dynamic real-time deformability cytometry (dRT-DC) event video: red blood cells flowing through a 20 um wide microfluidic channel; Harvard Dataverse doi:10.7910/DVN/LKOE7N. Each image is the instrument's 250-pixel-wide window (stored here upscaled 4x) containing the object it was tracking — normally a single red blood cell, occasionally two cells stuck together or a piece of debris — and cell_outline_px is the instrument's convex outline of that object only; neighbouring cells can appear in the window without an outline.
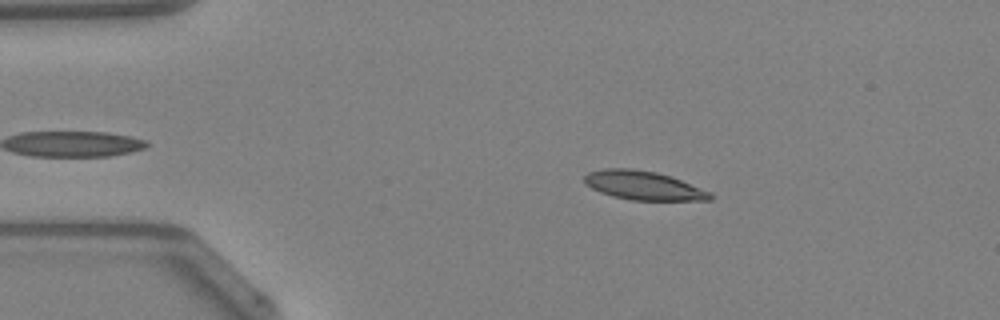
{"species": "Egyptian fruit bat (a non-hibernating species)", "species_latin": "Rousettus aegyptiacus", "temperature_condition": "warm", "stored_images_in_passage": 41, "camera_frame_rate_fps": 3000, "um_per_image_px": 0.085, "animal": {"sex": "female"}, "frame": {"image": 1, "passage_image": 8, "time_ms": 2.333, "image_size_px": [1000, 320], "cell_outline_px": [[712, 200], [628, 200], [612, 196], [600, 192], [584, 184], [584, 176], [588, 172], [604, 168], [632, 168], [656, 172], [680, 180], [712, 192]], "centroid_in_image_um": [54.65, 15.76], "position_along_channel_um": 30.3, "area_um2": 21.15}}
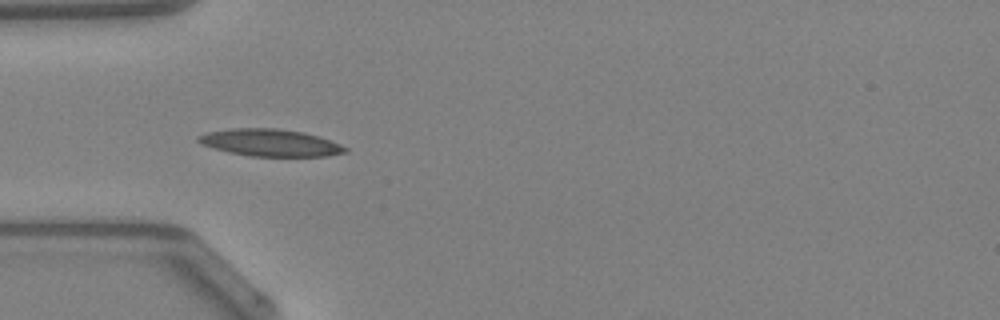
{"frame": {"image": 2, "passage_image": 14, "time_ms": 4.333, "image_size_px": [1000, 320], "cell_outline_px": [[348, 152], [328, 156], [248, 156], [228, 152], [212, 148], [200, 144], [196, 140], [196, 136], [208, 132], [232, 128], [276, 128], [304, 132], [340, 144], [348, 148]], "centroid_in_image_um": [22.93, 12.13], "position_along_channel_um": 62.1, "area_um2": 23.29}}
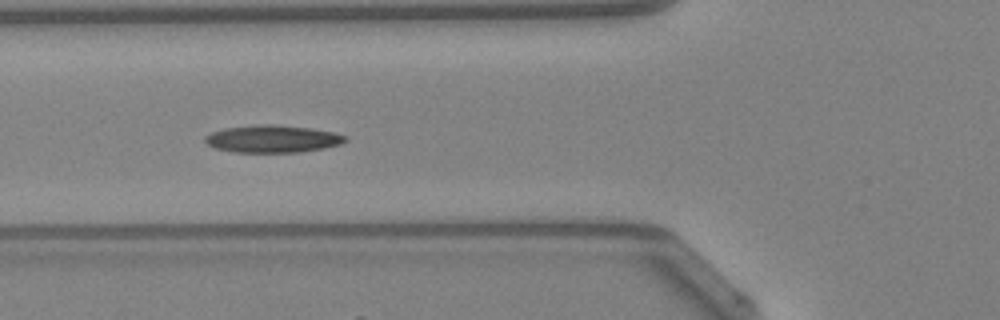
{"frame": {"image": 3, "passage_image": 17, "time_ms": 5.333, "image_size_px": [1000, 320], "cell_outline_px": [[348, 140], [340, 144], [324, 148], [300, 152], [232, 152], [216, 148], [208, 144], [204, 140], [204, 136], [212, 132], [224, 128], [264, 124], [312, 128], [332, 132], [348, 136]], "centroid_in_image_um": [23.18, 11.81], "position_along_channel_um": 102.6, "area_um2": 22.25}, "authors_computed_cell_mechanics": {"area_um2": 21.2704, "velocity_mm_per_s": 4.226, "shape_relaxation_time_tau1_ms": null, "shape_relaxation_time_tau2_ms": 5.8751, "deformation_change_tau1": null, "deformation_change_tau2": 0.1461}}